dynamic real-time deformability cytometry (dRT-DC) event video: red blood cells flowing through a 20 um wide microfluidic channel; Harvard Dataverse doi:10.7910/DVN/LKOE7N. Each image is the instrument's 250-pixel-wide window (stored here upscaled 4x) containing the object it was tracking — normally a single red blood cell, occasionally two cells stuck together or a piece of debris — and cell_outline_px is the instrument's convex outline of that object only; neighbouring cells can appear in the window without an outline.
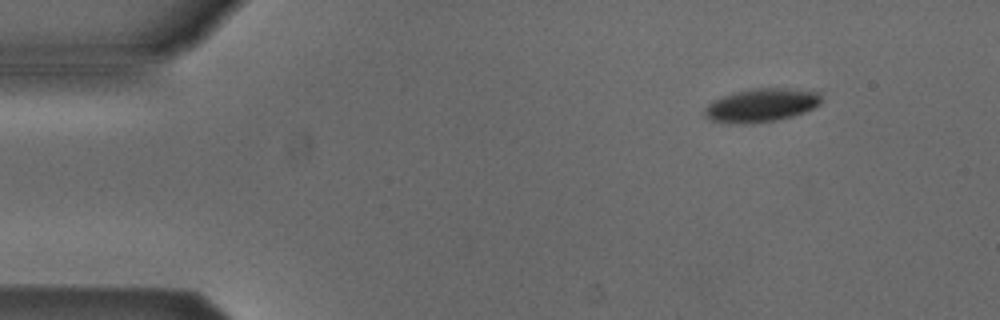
{"species": "Egyptian fruit bat (a non-hibernating species)", "species_latin": "Rousettus aegyptiacus", "temperature_condition": "cold", "stored_images_in_passage": 3, "camera_frame_rate_fps": 3000, "um_per_image_px": 0.085, "animal": {"sex": "male"}, "frame": {"image": 1, "passage_image": 1, "time_ms": 0.0, "image_size_px": [1000, 320], "cell_outline_px": [[824, 100], [820, 104], [804, 112], [792, 116], [776, 120], [712, 120], [704, 116], [704, 108], [712, 100], [720, 96], [732, 92], [752, 88], [812, 88], [820, 92]], "centroid_in_image_um": [64.84, 8.84], "position_along_channel_um": 20.2, "area_um2": 22.31}}